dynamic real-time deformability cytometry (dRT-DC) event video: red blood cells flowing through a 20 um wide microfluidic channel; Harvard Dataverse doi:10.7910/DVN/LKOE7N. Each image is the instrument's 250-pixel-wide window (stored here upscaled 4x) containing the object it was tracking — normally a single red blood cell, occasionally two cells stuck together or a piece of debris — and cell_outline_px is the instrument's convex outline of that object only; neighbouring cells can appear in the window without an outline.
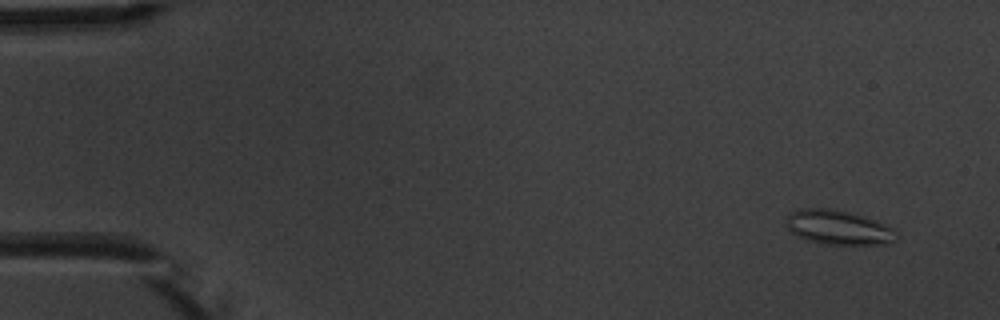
{"species": "common noctule bat (a hibernating species)", "species_latin": "Nyctalus noctula", "temperature_condition": "warm", "stored_images_in_passage": 4, "camera_frame_rate_fps": 3000, "um_per_image_px": 0.085, "animal": {"sex": "male", "body_mass_g": 20.1, "forearm_length_mm": 53.5}, "frame": {"image": 1, "passage_image": 1, "time_ms": 0.0, "image_size_px": [1000, 320], "cell_outline_px": [[900, 236], [896, 240], [888, 244], [824, 244], [808, 240], [792, 232], [788, 228], [788, 216], [792, 212], [800, 208], [828, 208], [848, 212], [864, 216], [876, 220], [892, 228]], "centroid_in_image_um": [71.32, 19.33], "position_along_channel_um": 13.7, "area_um2": 21.91}}
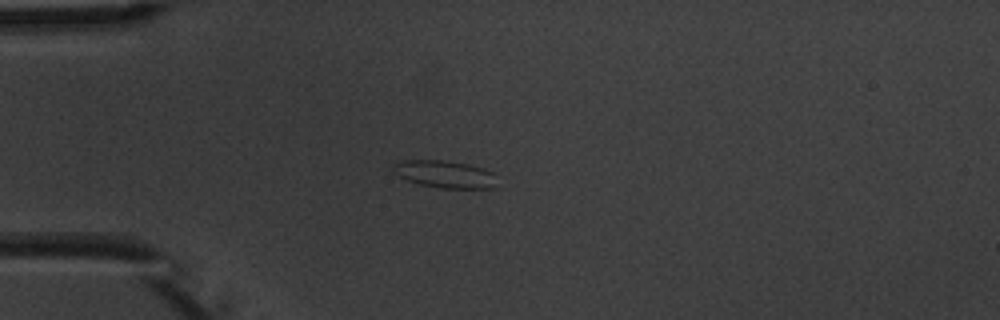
{"frame": {"image": 2, "passage_image": 4, "time_ms": 3.667, "image_size_px": [1000, 320], "cell_outline_px": [[492, 188], [440, 188], [420, 184], [408, 180], [392, 172], [392, 164], [396, 160], [444, 160], [468, 164], [484, 168], [492, 172]], "centroid_in_image_um": [37.7, 14.78], "position_along_channel_um": 47.3, "area_um2": 16.36}}